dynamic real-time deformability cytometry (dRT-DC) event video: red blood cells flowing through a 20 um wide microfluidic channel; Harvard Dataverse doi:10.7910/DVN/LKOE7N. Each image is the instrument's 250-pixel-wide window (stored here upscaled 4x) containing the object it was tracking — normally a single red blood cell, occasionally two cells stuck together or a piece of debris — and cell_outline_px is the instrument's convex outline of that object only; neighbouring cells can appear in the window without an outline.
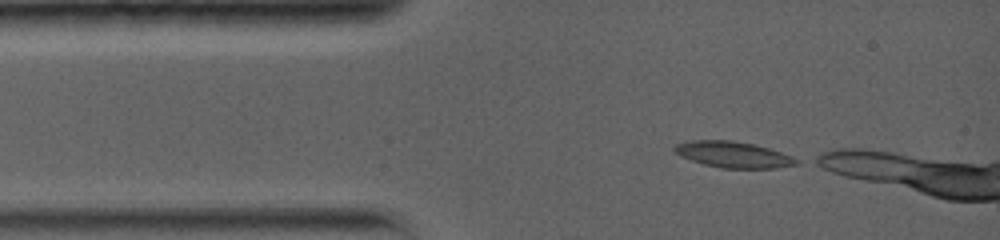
{"species": "common noctule bat (a hibernating species)", "species_latin": "Nyctalus noctula", "temperature_condition": "warm", "stored_images_in_passage": 41, "camera_frame_rate_fps": 5000, "um_per_image_px": 0.085, "animal": {"sex": "female", "body_mass_g": 19.0, "forearm_length_mm": 56.7}, "frame": {"image": 1, "passage_image": 1, "time_ms": 0.0, "image_size_px": [1000, 240], "cell_outline_px": [[800, 164], [776, 168], [720, 168], [704, 164], [680, 156], [672, 148], [676, 144], [692, 140], [732, 140], [752, 144], [768, 148], [792, 156], [800, 160]], "centroid_in_image_um": [62.34, 13.14], "position_along_channel_um": 22.7, "area_um2": 18.5}}
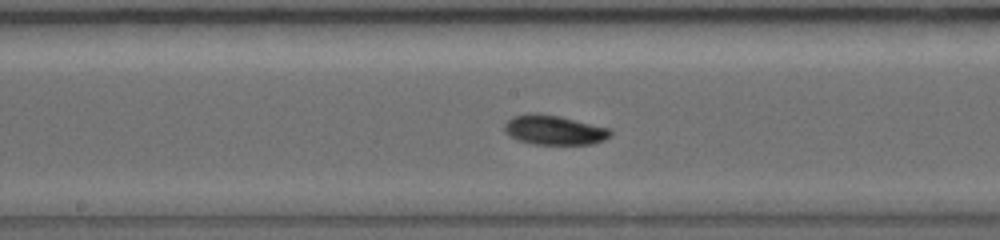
{"frame": {"image": 2, "passage_image": 25, "time_ms": 5.4, "image_size_px": [1000, 240], "cell_outline_px": [[612, 136], [604, 140], [592, 144], [532, 144], [516, 140], [508, 136], [504, 132], [504, 124], [512, 116], [528, 112], [536, 112], [560, 116], [612, 128]], "centroid_in_image_um": [47.09, 11.04], "position_along_channel_um": 201.1, "area_um2": 18.79}}
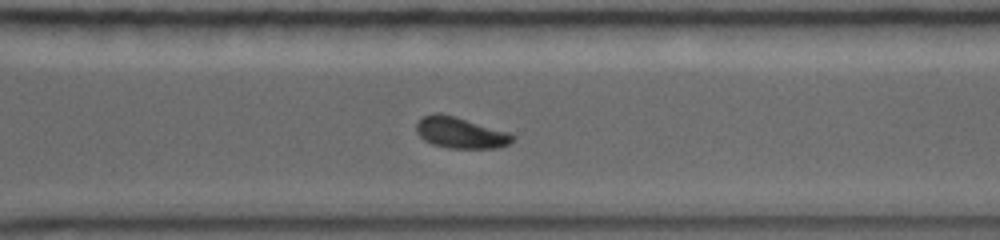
{"frame": {"image": 3, "passage_image": 40, "time_ms": 8.8, "image_size_px": [1000, 240], "cell_outline_px": [[516, 136], [508, 144], [500, 148], [448, 148], [432, 144], [424, 140], [416, 132], [416, 124], [424, 116], [436, 112], [440, 112], [456, 116], [508, 132]], "centroid_in_image_um": [39.13, 11.28], "position_along_channel_um": 331.5, "area_um2": 17.51}}